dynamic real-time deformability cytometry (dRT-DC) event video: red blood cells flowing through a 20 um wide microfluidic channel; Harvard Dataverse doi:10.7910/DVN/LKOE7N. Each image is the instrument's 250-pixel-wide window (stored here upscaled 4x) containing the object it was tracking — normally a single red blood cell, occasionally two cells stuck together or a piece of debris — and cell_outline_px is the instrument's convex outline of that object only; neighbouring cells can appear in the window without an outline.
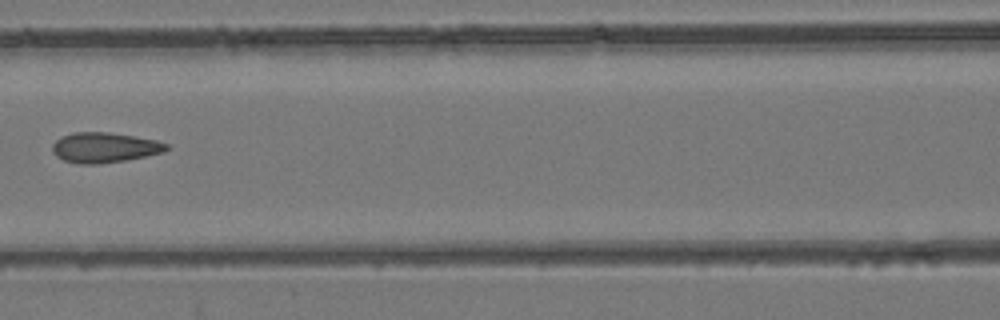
{"species": "common noctule bat (a hibernating species)", "species_latin": "Nyctalus noctula", "temperature_condition": "room temperature", "stored_images_in_passage": 8, "camera_frame_rate_fps": 3000, "um_per_image_px": 0.085, "animal": {"sex": "female", "body_mass_g": 24.6, "forearm_length_mm": 56.2}, "frame": {"image": 1, "passage_image": 7, "time_ms": 8.0, "image_size_px": [1000, 320], "cell_outline_px": [[172, 148], [164, 152], [124, 160], [100, 164], [80, 164], [64, 160], [56, 156], [52, 152], [52, 144], [56, 140], [72, 132], [108, 132], [156, 140], [168, 144]], "centroid_in_image_um": [8.88, 12.54], "position_along_channel_um": 157.7, "area_um2": 20.0}}
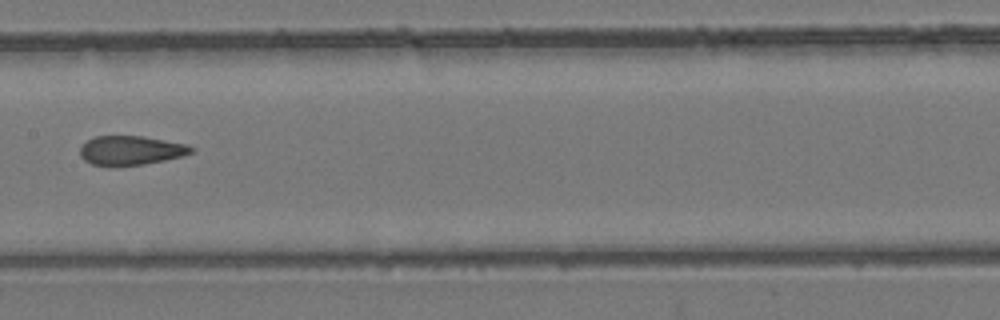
{"frame": {"image": 2, "passage_image": 8, "time_ms": 9.0, "image_size_px": [1000, 320], "cell_outline_px": [[196, 148], [192, 152], [180, 156], [164, 160], [144, 164], [92, 164], [84, 160], [80, 156], [80, 148], [88, 140], [96, 136], [144, 136], [188, 144]], "centroid_in_image_um": [11.16, 12.75], "position_along_channel_um": 196.2, "area_um2": 18.5}}